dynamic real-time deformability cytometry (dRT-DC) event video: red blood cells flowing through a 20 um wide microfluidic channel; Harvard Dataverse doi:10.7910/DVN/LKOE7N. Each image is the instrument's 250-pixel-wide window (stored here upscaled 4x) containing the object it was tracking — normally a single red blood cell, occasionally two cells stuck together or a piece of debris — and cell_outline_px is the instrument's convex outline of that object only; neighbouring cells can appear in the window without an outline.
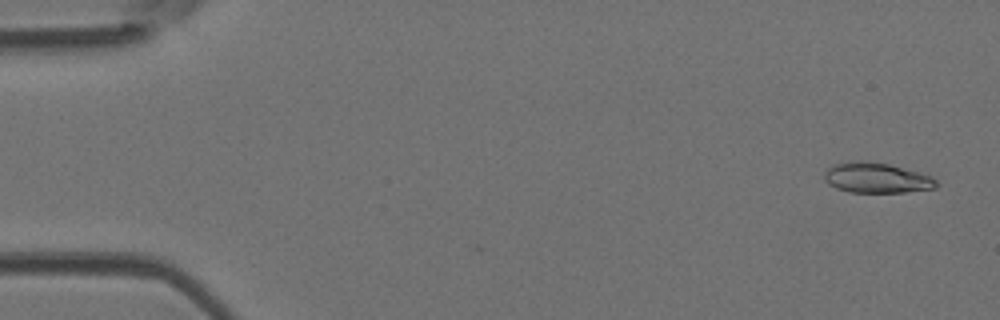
{"species": "Egyptian fruit bat (a non-hibernating species)", "species_latin": "Rousettus aegyptiacus", "temperature_condition": "room temperature", "stored_images_in_passage": 43, "camera_frame_rate_fps": 3000, "um_per_image_px": 0.085, "animal": {"sex": "female"}, "frame": {"image": 1, "passage_image": 1, "time_ms": 0.0, "image_size_px": [1000, 320], "cell_outline_px": [[936, 188], [904, 192], [848, 192], [836, 188], [828, 184], [824, 180], [824, 172], [832, 164], [860, 160], [888, 164], [932, 176], [936, 180]], "centroid_in_image_um": [74.46, 15.12], "position_along_channel_um": 10.5, "area_um2": 19.65}}
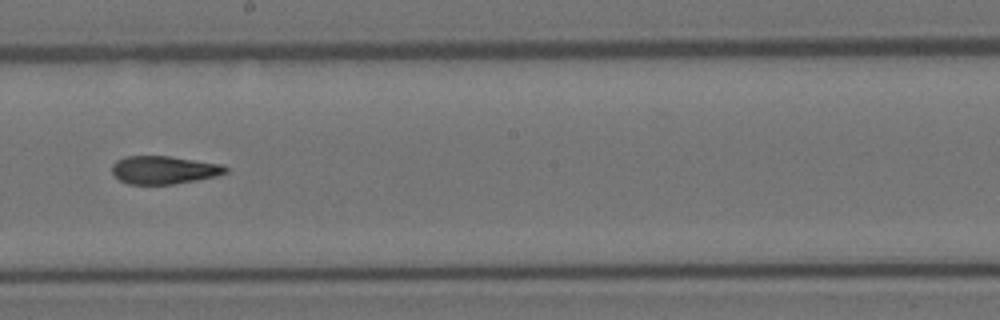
{"frame": {"image": 2, "passage_image": 27, "time_ms": 8.667, "image_size_px": [1000, 320], "cell_outline_px": [[228, 172], [216, 176], [176, 184], [128, 184], [120, 180], [112, 172], [112, 164], [116, 160], [124, 156], [168, 156], [224, 164], [228, 168]], "centroid_in_image_um": [13.95, 14.44], "position_along_channel_um": 234.3, "area_um2": 18.67}}
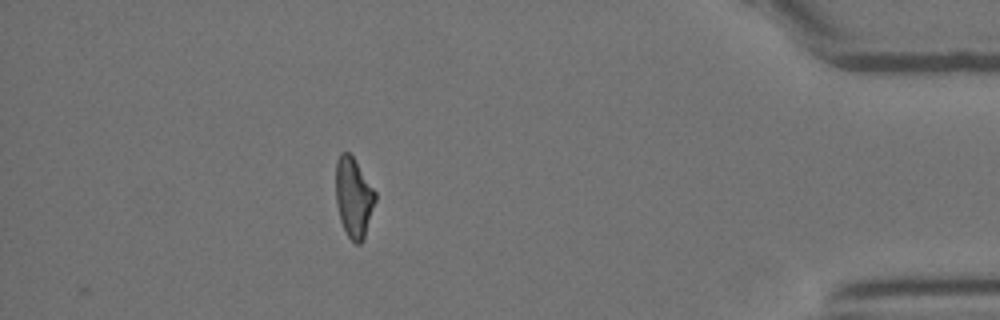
{"frame": {"image": 3, "passage_image": 43, "time_ms": 14.0, "image_size_px": [1000, 320], "cell_outline_px": [[376, 200], [364, 240], [360, 244], [356, 244], [348, 236], [340, 220], [336, 204], [336, 160], [340, 152], [348, 152], [352, 156], [376, 192]], "centroid_in_image_um": [30.06, 16.79], "position_along_channel_um": 405.1, "area_um2": 18.38}, "authors_computed_cell_mechanics": {"area_um2": 19.2474, "velocity_mm_per_s": 4.0877, "shape_relaxation_time_tau1_ms": null, "shape_relaxation_time_tau2_ms": 2.5113, "deformation_change_tau1": null, "deformation_change_tau2": 0.1158}}